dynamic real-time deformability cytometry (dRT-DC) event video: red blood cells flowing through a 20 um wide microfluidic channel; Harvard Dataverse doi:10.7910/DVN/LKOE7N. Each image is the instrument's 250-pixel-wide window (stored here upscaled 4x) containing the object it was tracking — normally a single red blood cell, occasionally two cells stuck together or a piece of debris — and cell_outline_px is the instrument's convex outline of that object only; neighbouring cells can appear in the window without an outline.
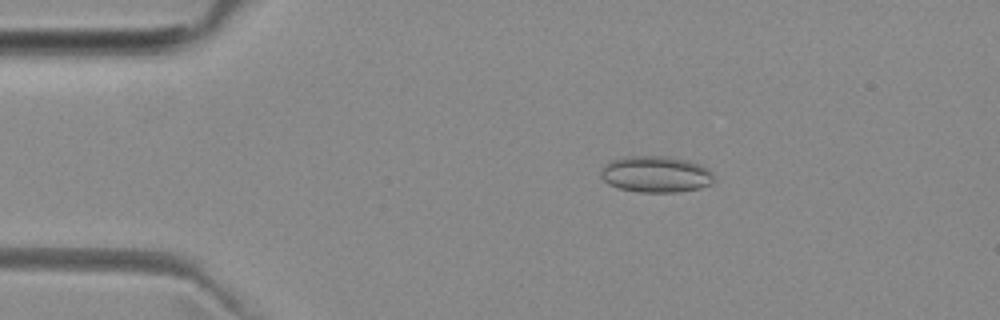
{"species": "common noctule bat (a hibernating species)", "species_latin": "Nyctalus noctula", "temperature_condition": "room temperature", "stored_images_in_passage": 3, "camera_frame_rate_fps": 3000, "um_per_image_px": 0.085, "animal": {"sex": "female", "body_mass_g": 29.2, "forearm_length_mm": 56.3}, "frame": {"image": 1, "passage_image": 2, "time_ms": 1.667, "image_size_px": [1000, 320], "cell_outline_px": [[712, 184], [700, 188], [676, 192], [640, 192], [620, 188], [608, 184], [600, 176], [600, 172], [612, 160], [628, 156], [664, 156], [684, 160], [700, 164], [708, 168], [712, 172]], "centroid_in_image_um": [55.76, 14.82], "position_along_channel_um": 29.2, "area_um2": 23.7}}